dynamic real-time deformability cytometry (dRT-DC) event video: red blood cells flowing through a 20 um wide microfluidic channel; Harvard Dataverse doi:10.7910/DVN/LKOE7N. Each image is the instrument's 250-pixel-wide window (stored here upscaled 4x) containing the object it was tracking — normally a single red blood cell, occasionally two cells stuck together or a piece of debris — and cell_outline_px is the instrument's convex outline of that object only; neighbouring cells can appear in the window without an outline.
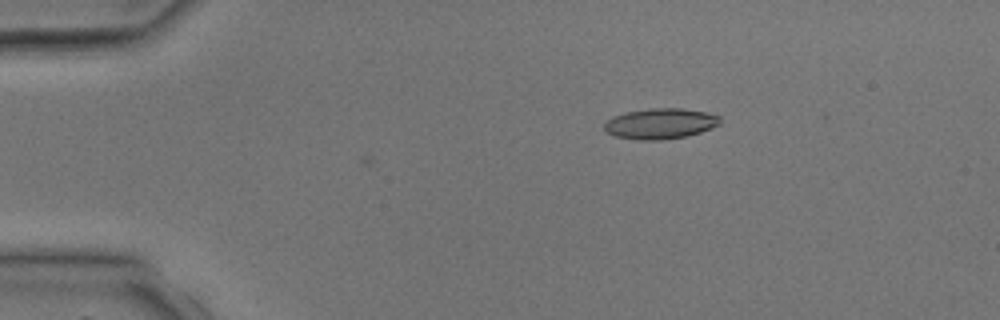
{"species": "common noctule bat (a hibernating species)", "species_latin": "Nyctalus noctula", "temperature_condition": "room temperature", "stored_images_in_passage": 2, "camera_frame_rate_fps": 3000, "um_per_image_px": 0.085, "animal": {"sex": "male", "body_mass_g": 17.9, "forearm_length_mm": 54.2}, "frame": {"image": 1, "passage_image": 1, "time_ms": 0.0, "image_size_px": [1000, 320], "cell_outline_px": [[720, 124], [712, 128], [688, 136], [660, 140], [640, 140], [616, 136], [608, 132], [604, 128], [604, 124], [612, 116], [624, 112], [648, 108], [684, 108], [704, 112], [720, 116]], "centroid_in_image_um": [56.13, 10.5], "position_along_channel_um": 28.9, "area_um2": 20.69}}